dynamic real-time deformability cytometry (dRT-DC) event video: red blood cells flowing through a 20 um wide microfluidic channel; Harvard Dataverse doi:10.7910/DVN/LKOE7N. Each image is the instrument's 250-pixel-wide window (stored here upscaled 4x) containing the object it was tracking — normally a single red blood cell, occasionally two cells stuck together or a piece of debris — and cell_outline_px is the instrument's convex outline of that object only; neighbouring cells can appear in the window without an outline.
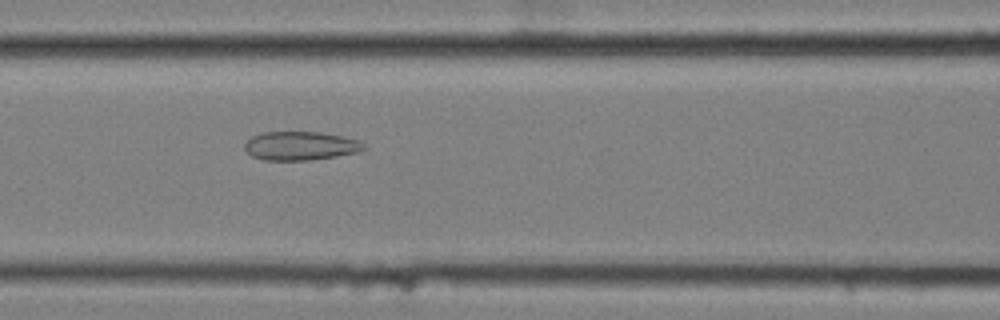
{"species": "common noctule bat (a hibernating species)", "species_latin": "Nyctalus noctula", "temperature_condition": "cold", "stored_images_in_passage": 7, "camera_frame_rate_fps": 3000, "um_per_image_px": 0.085, "animal": {"sex": "female", "body_mass_g": 25.1}, "frame": {"image": 1, "passage_image": 7, "time_ms": 2.0, "image_size_px": [1000, 320], "cell_outline_px": [[368, 148], [360, 152], [312, 160], [264, 160], [252, 156], [244, 148], [244, 144], [252, 136], [260, 132], [320, 132], [360, 140]], "centroid_in_image_um": [25.56, 12.4], "position_along_channel_um": 141.0, "area_um2": 20.06}}